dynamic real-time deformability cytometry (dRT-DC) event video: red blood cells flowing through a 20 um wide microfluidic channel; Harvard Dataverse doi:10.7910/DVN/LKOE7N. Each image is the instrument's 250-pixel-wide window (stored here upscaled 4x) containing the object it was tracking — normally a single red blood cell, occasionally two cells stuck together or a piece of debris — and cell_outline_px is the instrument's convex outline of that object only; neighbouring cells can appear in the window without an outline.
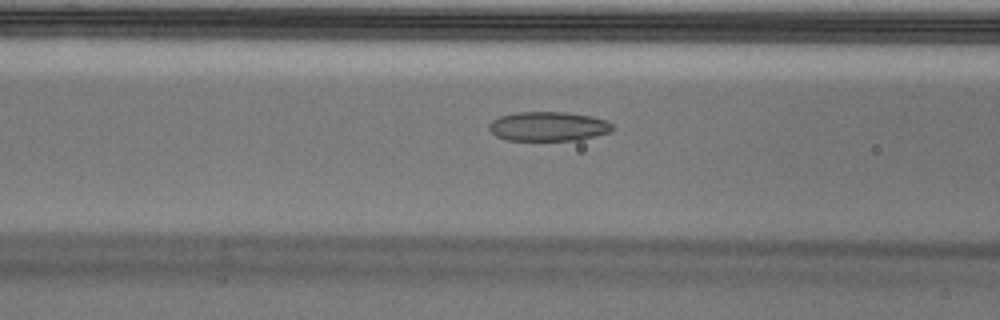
{"species": "Egyptian fruit bat (a non-hibernating species)", "species_latin": "Rousettus aegyptiacus", "temperature_condition": "cold", "stored_images_in_passage": 57, "camera_frame_rate_fps": 3000, "um_per_image_px": 0.085, "animal": {"sex": "male"}, "frame": {"image": 1, "passage_image": 23, "time_ms": 7.333, "image_size_px": [1000, 320], "cell_outline_px": [[612, 132], [580, 140], [508, 140], [496, 136], [488, 128], [488, 124], [492, 120], [500, 116], [516, 112], [564, 112], [592, 116], [604, 120], [612, 124]], "centroid_in_image_um": [46.6, 10.74], "position_along_channel_um": 120.0, "area_um2": 21.15}}
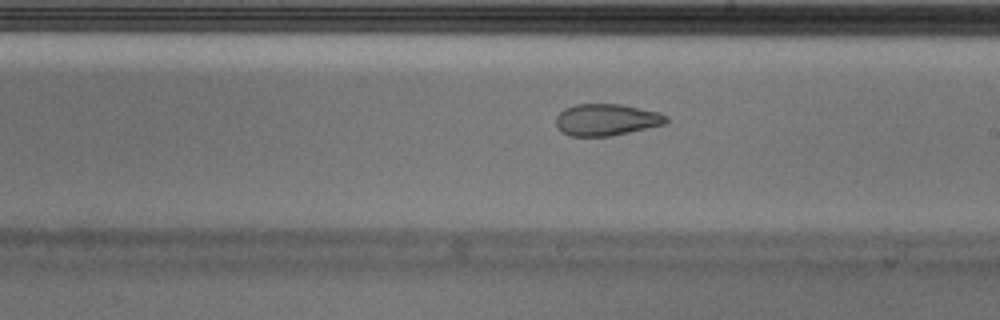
{"frame": {"image": 2, "passage_image": 33, "time_ms": 10.667, "image_size_px": [1000, 320], "cell_outline_px": [[668, 120], [664, 124], [612, 136], [568, 136], [560, 132], [556, 124], [556, 116], [564, 108], [576, 104], [620, 104], [660, 112], [668, 116]], "centroid_in_image_um": [51.52, 10.18], "position_along_channel_um": 237.5, "area_um2": 20.52}}
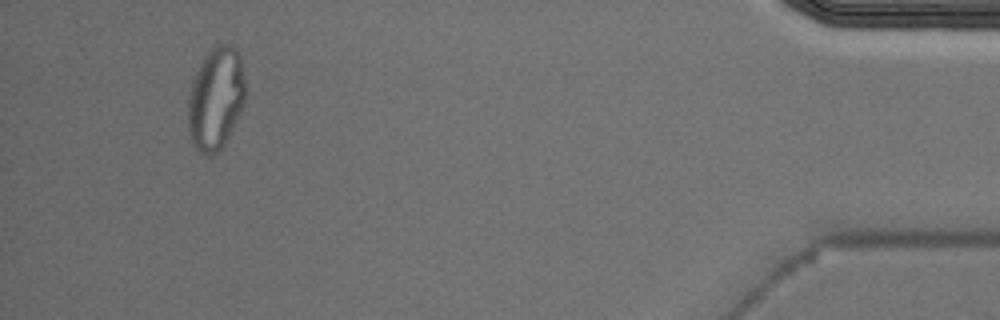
{"frame": {"image": 3, "passage_image": 54, "time_ms": 17.667, "image_size_px": [1000, 320], "cell_outline_px": [[244, 104], [224, 144], [212, 156], [204, 156], [192, 144], [188, 132], [188, 96], [192, 80], [204, 56], [216, 44], [232, 44], [236, 48], [240, 56], [244, 80]], "centroid_in_image_um": [18.31, 8.38], "position_along_channel_um": 416.9, "area_um2": 34.28}, "authors_computed_cell_mechanics": {"area_um2": 21.964, "velocity_mm_per_s": 3.5186, "shape_relaxation_time_tau1_ms": null, "shape_relaxation_time_tau2_ms": 2.8485, "deformation_change_tau1": null, "deformation_change_tau2": 0.0892}}